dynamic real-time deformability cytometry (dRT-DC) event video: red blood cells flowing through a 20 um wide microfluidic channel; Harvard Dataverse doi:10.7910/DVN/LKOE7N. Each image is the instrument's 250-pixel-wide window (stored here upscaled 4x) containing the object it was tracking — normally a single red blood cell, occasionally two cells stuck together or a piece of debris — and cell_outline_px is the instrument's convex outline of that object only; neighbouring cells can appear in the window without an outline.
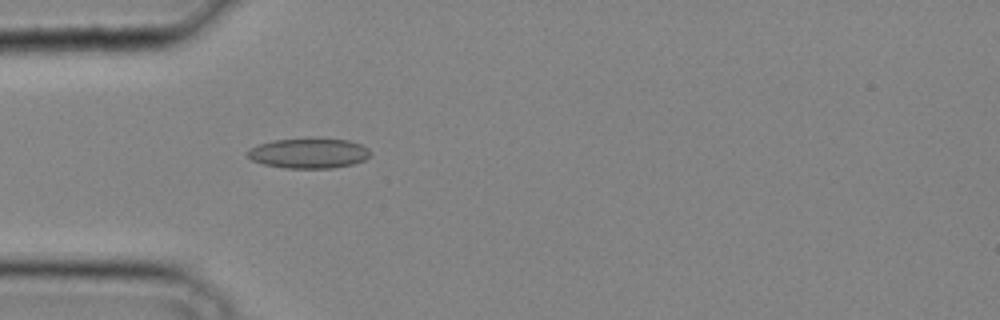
{"species": "common noctule bat (a hibernating species)", "species_latin": "Nyctalus noctula", "temperature_condition": "cold", "stored_images_in_passage": 35, "camera_frame_rate_fps": 3000, "um_per_image_px": 0.085, "animal": {"sex": "male", "body_mass_g": 20.4}, "frame": {"image": 1, "passage_image": 11, "time_ms": 3.333, "image_size_px": [1000, 320], "cell_outline_px": [[372, 152], [364, 160], [352, 164], [332, 168], [284, 168], [264, 164], [252, 160], [248, 156], [248, 152], [252, 148], [260, 144], [272, 140], [348, 140], [360, 144], [368, 148]], "centroid_in_image_um": [26.27, 13.05], "position_along_channel_um": 58.7, "area_um2": 20.87}}
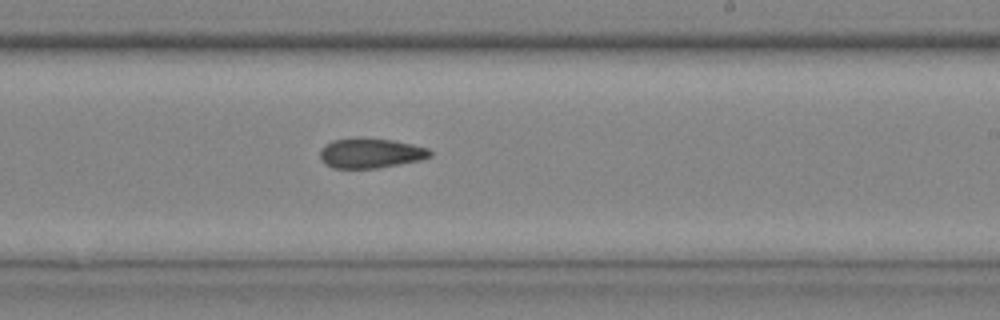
{"frame": {"image": 2, "passage_image": 22, "time_ms": 7.0, "image_size_px": [1000, 320], "cell_outline_px": [[432, 156], [420, 160], [376, 168], [332, 168], [324, 164], [320, 160], [320, 148], [324, 144], [332, 140], [392, 140], [412, 144], [428, 148], [432, 152]], "centroid_in_image_um": [31.48, 13.05], "position_along_channel_um": 257.5, "area_um2": 18.67}}
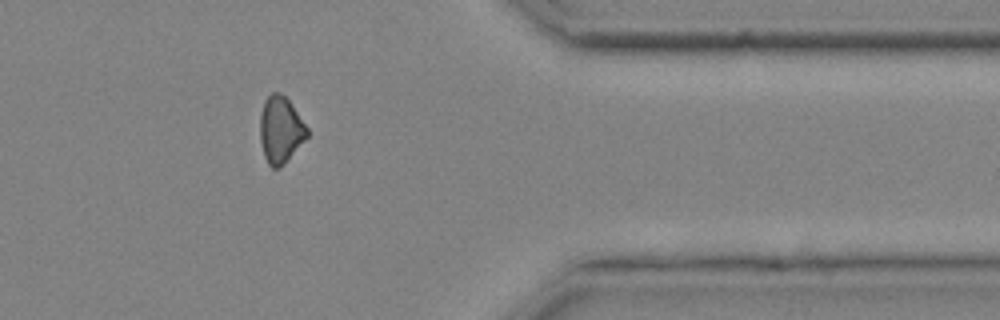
{"frame": {"image": 3, "passage_image": 30, "time_ms": 9.667, "image_size_px": [1000, 320], "cell_outline_px": [[308, 136], [284, 164], [280, 168], [272, 168], [268, 164], [264, 156], [260, 140], [260, 116], [264, 100], [272, 92], [280, 92], [288, 100], [308, 128]], "centroid_in_image_um": [23.83, 11.04], "position_along_channel_um": 387.6, "area_um2": 18.21}}